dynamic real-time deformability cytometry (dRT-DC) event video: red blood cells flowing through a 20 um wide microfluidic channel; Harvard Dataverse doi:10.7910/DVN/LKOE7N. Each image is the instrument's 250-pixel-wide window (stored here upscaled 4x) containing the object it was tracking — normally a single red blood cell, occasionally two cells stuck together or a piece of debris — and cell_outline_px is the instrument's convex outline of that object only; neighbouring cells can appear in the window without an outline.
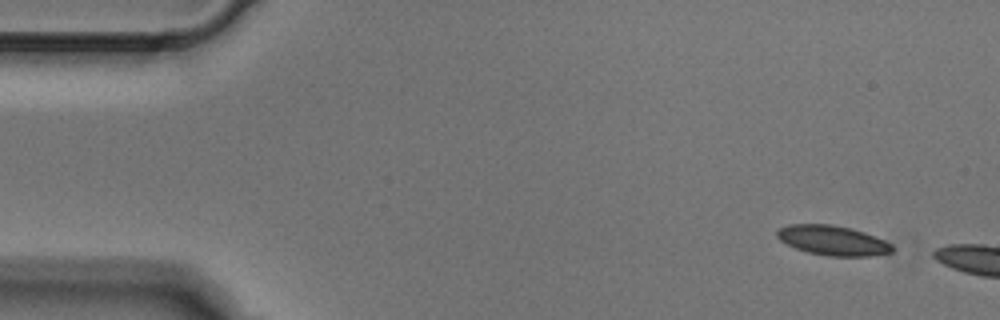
{"species": "Egyptian fruit bat (a non-hibernating species)", "species_latin": "Rousettus aegyptiacus", "temperature_condition": "cold", "stored_images_in_passage": 6, "camera_frame_rate_fps": 3000, "um_per_image_px": 0.085, "animal": {"sex": "male"}, "frame": {"image": 1, "passage_image": 1, "time_ms": 0.0, "image_size_px": [1000, 320], "cell_outline_px": [[896, 248], [892, 252], [872, 256], [828, 256], [808, 252], [796, 248], [780, 240], [776, 236], [776, 232], [780, 228], [788, 224], [832, 224], [852, 228], [876, 236], [892, 244]], "centroid_in_image_um": [70.82, 20.43], "position_along_channel_um": 14.2, "area_um2": 20.11}}
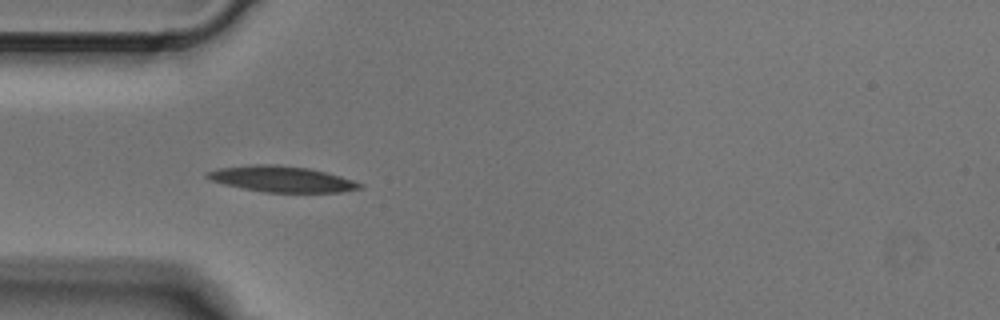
{"frame": {"image": 2, "passage_image": 5, "time_ms": 1.333, "image_size_px": [1000, 320], "cell_outline_px": [[364, 188], [340, 192], [264, 192], [224, 184], [212, 180], [204, 176], [204, 172], [216, 168], [252, 164], [276, 164], [308, 168], [340, 176], [364, 184]], "centroid_in_image_um": [23.92, 15.21], "position_along_channel_um": 61.1, "area_um2": 23.06}}
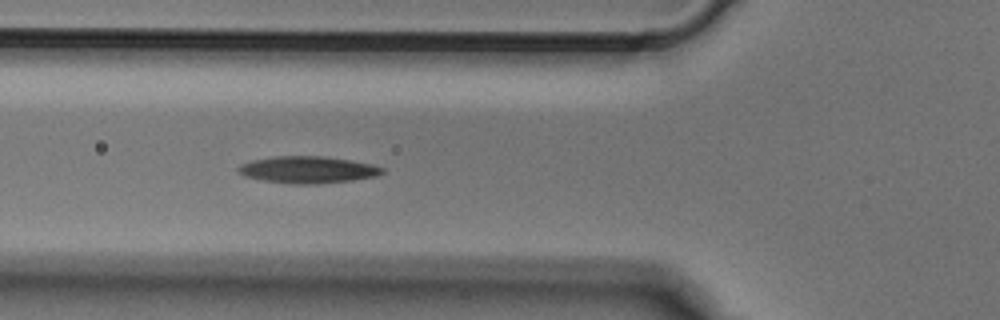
{"frame": {"image": 3, "passage_image": 6, "time_ms": 1.667, "image_size_px": [1000, 320], "cell_outline_px": [[384, 172], [376, 176], [352, 180], [316, 184], [296, 184], [264, 180], [244, 176], [236, 168], [240, 164], [252, 160], [272, 156], [324, 156], [372, 164], [384, 168]], "centroid_in_image_um": [26.15, 14.42], "position_along_channel_um": 99.7, "area_um2": 22.43}}